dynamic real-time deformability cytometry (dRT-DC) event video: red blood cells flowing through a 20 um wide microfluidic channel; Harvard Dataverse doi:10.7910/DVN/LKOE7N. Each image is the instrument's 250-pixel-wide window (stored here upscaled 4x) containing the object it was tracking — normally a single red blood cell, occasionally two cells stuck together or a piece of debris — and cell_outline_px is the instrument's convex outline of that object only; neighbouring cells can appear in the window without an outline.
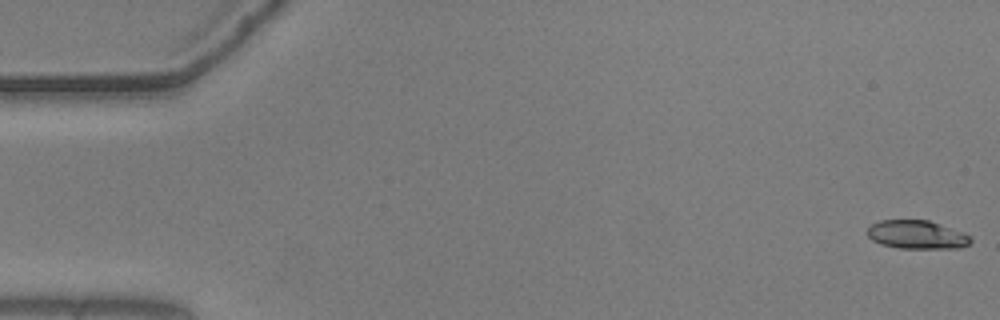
{"species": "common noctule bat (a hibernating species)", "species_latin": "Nyctalus noctula", "temperature_condition": "warm", "stored_images_in_passage": 52, "camera_frame_rate_fps": 3000, "um_per_image_px": 0.085, "animal": {"sex": "male", "body_mass_g": 20.5, "forearm_length_mm": 52.5}, "frame": {"image": 1, "passage_image": 1, "time_ms": 0.0, "image_size_px": [1000, 320], "cell_outline_px": [[972, 240], [968, 244], [960, 248], [900, 248], [880, 244], [872, 240], [868, 236], [868, 228], [872, 224], [880, 220], [928, 220], [964, 232], [972, 236]], "centroid_in_image_um": [77.96, 19.95], "position_along_channel_um": 7.0, "area_um2": 17.17}}
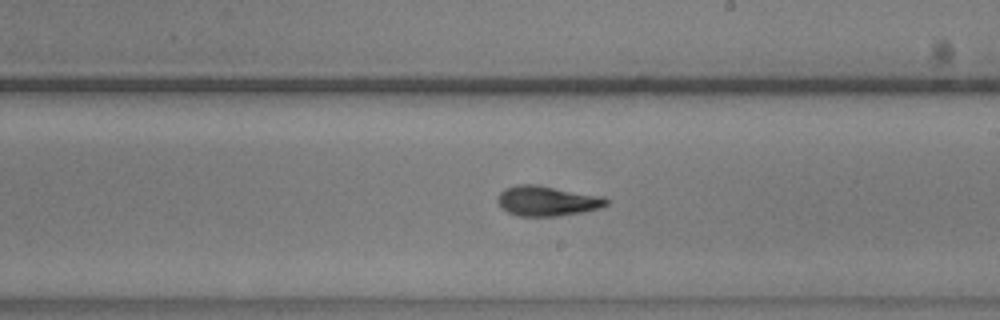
{"frame": {"image": 2, "passage_image": 32, "time_ms": 10.333, "image_size_px": [1000, 320], "cell_outline_px": [[608, 204], [600, 208], [584, 212], [560, 216], [520, 216], [508, 212], [500, 208], [496, 200], [500, 192], [504, 188], [516, 184], [536, 184], [604, 196], [608, 200]], "centroid_in_image_um": [46.49, 17.07], "position_along_channel_um": 242.5, "area_um2": 19.36}}
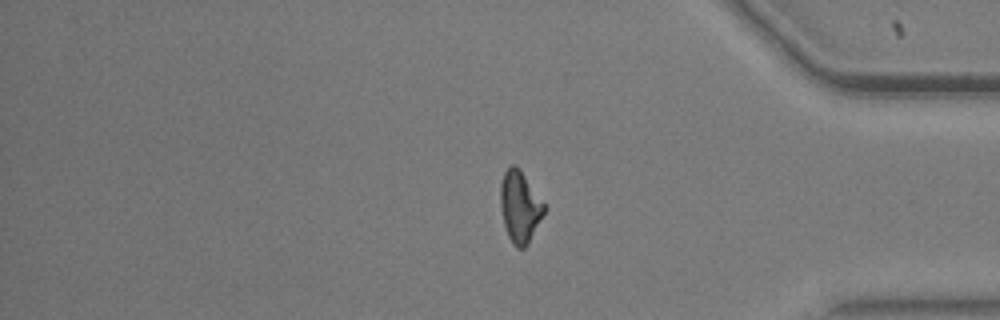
{"frame": {"image": 3, "passage_image": 46, "time_ms": 15.0, "image_size_px": [1000, 320], "cell_outline_px": [[548, 208], [528, 244], [524, 248], [516, 248], [512, 244], [508, 236], [504, 224], [500, 204], [500, 184], [504, 172], [512, 164], [516, 164], [520, 168]], "centroid_in_image_um": [44.21, 17.57], "position_along_channel_um": 391.0, "area_um2": 18.55}, "authors_computed_cell_mechanics": {"area_um2": 18.2359, "velocity_mm_per_s": 3.6608, "shape_relaxation_time_tau1_ms": 4.1567, "shape_relaxation_time_tau2_ms": 2.7818, "deformation_change_tau1": 0.1591, "deformation_change_tau2": 0.0897}}